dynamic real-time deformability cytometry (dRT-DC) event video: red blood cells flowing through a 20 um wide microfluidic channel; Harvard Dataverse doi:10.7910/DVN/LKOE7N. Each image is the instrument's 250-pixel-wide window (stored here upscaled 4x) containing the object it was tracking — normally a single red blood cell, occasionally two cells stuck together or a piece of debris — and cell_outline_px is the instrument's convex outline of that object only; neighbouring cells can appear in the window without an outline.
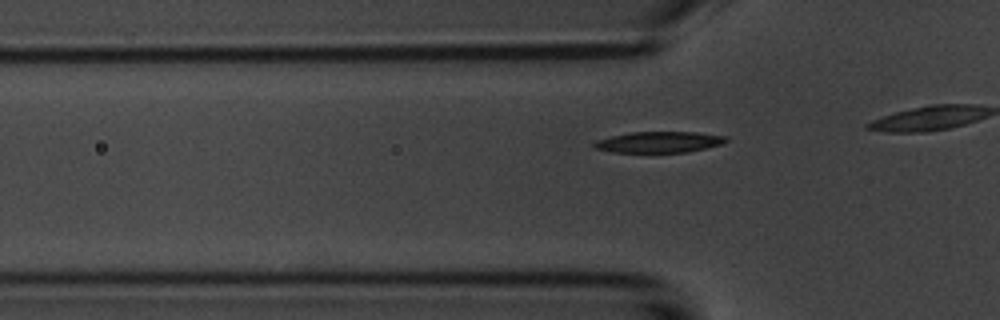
{"species": "common noctule bat (a hibernating species)", "species_latin": "Nyctalus noctula", "temperature_condition": "room temperature", "stored_images_in_passage": 19, "camera_frame_rate_fps": 3000, "um_per_image_px": 0.085, "animal": {"sex": "male", "body_mass_g": 20.1, "forearm_length_mm": 53.5}, "frame": {"image": 1, "passage_image": 14, "time_ms": 4.333, "image_size_px": [1000, 320], "cell_outline_px": [[728, 140], [720, 144], [688, 152], [612, 152], [592, 148], [592, 144], [596, 140], [628, 132], [696, 132], [728, 136]], "centroid_in_image_um": [55.98, 12.07], "position_along_channel_um": 69.8, "area_um2": 16.18}}